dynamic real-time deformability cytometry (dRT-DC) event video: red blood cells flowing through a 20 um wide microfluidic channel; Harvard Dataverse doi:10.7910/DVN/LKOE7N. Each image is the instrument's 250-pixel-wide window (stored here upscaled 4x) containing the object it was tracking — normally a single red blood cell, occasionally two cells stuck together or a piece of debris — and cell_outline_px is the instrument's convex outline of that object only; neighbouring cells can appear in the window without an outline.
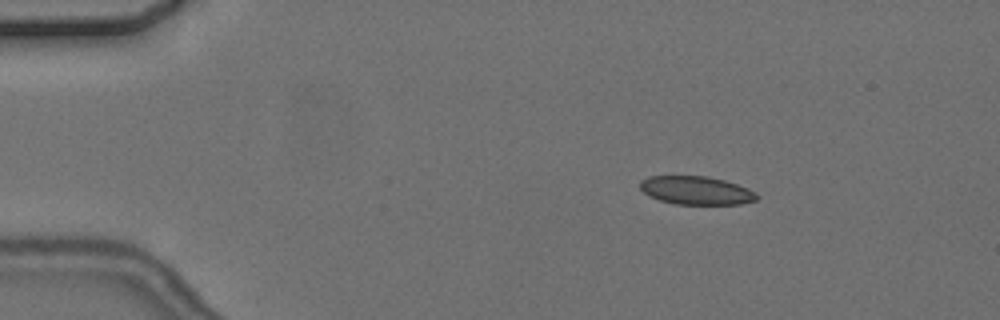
{"species": "common noctule bat (a hibernating species)", "species_latin": "Nyctalus noctula", "temperature_condition": "cold", "stored_images_in_passage": 7, "camera_frame_rate_fps": 3000, "um_per_image_px": 0.085, "animal": {"sex": "female", "body_mass_g": 24.6, "forearm_length_mm": 56.2}, "frame": {"image": 1, "passage_image": 2, "time_ms": 1.667, "image_size_px": [1000, 320], "cell_outline_px": [[760, 196], [756, 200], [740, 204], [676, 204], [660, 200], [644, 192], [640, 188], [640, 180], [648, 176], [708, 176], [724, 180], [748, 188], [756, 192]], "centroid_in_image_um": [59.2, 16.18], "position_along_channel_um": 25.8, "area_um2": 19.25}}
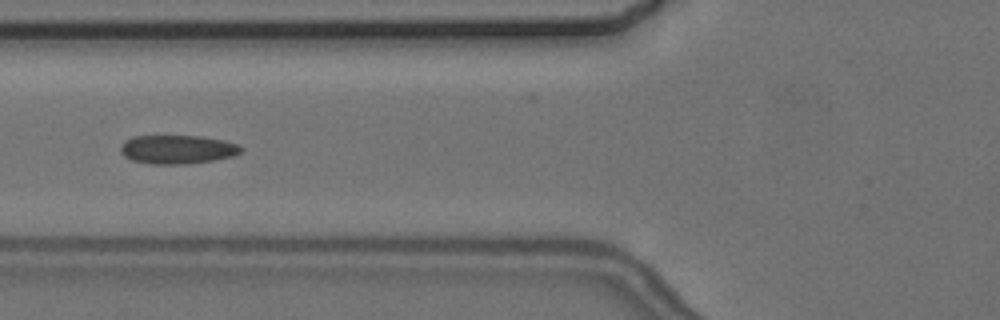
{"frame": {"image": 2, "passage_image": 5, "time_ms": 6.0, "image_size_px": [1000, 320], "cell_outline_px": [[244, 148], [240, 152], [232, 156], [212, 160], [184, 164], [152, 164], [132, 160], [124, 156], [120, 152], [120, 148], [124, 140], [132, 136], [200, 136], [224, 140], [240, 144]], "centroid_in_image_um": [15.07, 12.69], "position_along_channel_um": 110.7, "area_um2": 20.23}}
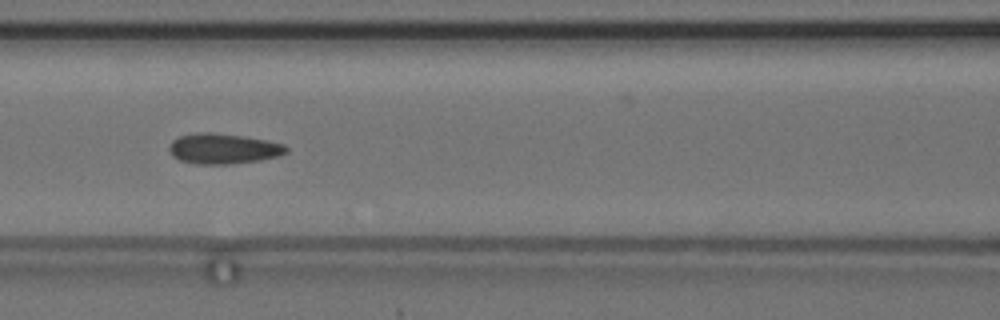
{"frame": {"image": 3, "passage_image": 6, "time_ms": 7.0, "image_size_px": [1000, 320], "cell_outline_px": [[288, 152], [280, 156], [260, 160], [232, 164], [196, 164], [180, 160], [172, 156], [168, 148], [172, 140], [180, 136], [196, 132], [212, 132], [268, 140], [284, 144], [288, 148]], "centroid_in_image_um": [18.99, 12.64], "position_along_channel_um": 147.6, "area_um2": 20.87}}